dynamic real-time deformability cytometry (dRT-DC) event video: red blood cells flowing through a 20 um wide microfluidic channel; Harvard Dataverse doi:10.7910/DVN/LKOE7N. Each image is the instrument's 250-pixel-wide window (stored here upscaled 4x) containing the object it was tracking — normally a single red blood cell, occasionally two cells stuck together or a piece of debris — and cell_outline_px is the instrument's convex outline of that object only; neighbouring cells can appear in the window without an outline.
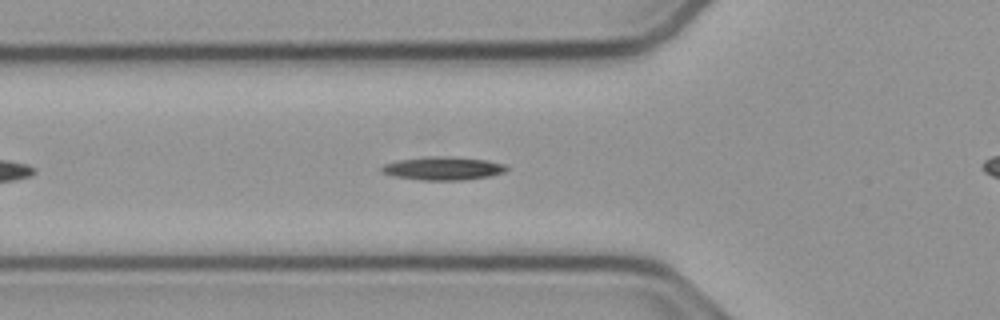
{"species": "common noctule bat (a hibernating species)", "species_latin": "Nyctalus noctula", "temperature_condition": "cold", "stored_images_in_passage": 44, "camera_frame_rate_fps": 3000, "um_per_image_px": 0.085, "animal": {"sex": "male", "body_mass_g": 23.1, "forearm_length_mm": 52.7}, "frame": {"image": 1, "passage_image": 8, "time_ms": 2.333, "image_size_px": [1000, 320], "cell_outline_px": [[508, 168], [504, 172], [488, 176], [464, 180], [420, 180], [392, 176], [380, 172], [380, 168], [384, 164], [396, 160], [424, 156], [440, 156], [488, 160], [504, 164]], "centroid_in_image_um": [37.58, 14.31], "position_along_channel_um": 88.2, "area_um2": 17.05}}
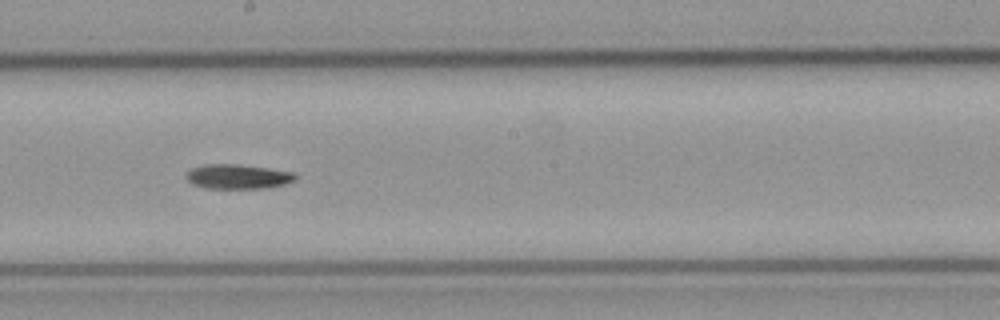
{"frame": {"image": 2, "passage_image": 19, "time_ms": 6.0, "image_size_px": [1000, 320], "cell_outline_px": [[296, 180], [284, 184], [268, 188], [204, 188], [192, 184], [184, 176], [192, 168], [204, 164], [240, 164], [268, 168], [292, 172], [296, 176]], "centroid_in_image_um": [20.2, 15.01], "position_along_channel_um": 228.0, "area_um2": 15.66}}
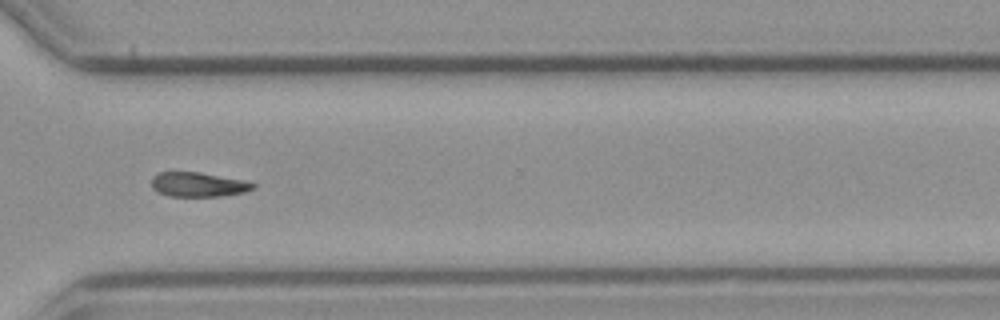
{"frame": {"image": 3, "passage_image": 29, "time_ms": 9.333, "image_size_px": [1000, 320], "cell_outline_px": [[256, 188], [244, 192], [224, 196], [168, 196], [156, 192], [152, 188], [152, 176], [160, 172], [200, 172], [244, 180], [256, 184]], "centroid_in_image_um": [16.85, 15.69], "position_along_channel_um": 353.8, "area_um2": 14.62}, "authors_computed_cell_mechanics": {"area_um2": 15.4037, "velocity_mm_per_s": 3.7846, "shape_relaxation_time_tau1_ms": 10.4428, "shape_relaxation_time_tau2_ms": null, "deformation_change_tau1": 0.1891, "deformation_change_tau2": null}}